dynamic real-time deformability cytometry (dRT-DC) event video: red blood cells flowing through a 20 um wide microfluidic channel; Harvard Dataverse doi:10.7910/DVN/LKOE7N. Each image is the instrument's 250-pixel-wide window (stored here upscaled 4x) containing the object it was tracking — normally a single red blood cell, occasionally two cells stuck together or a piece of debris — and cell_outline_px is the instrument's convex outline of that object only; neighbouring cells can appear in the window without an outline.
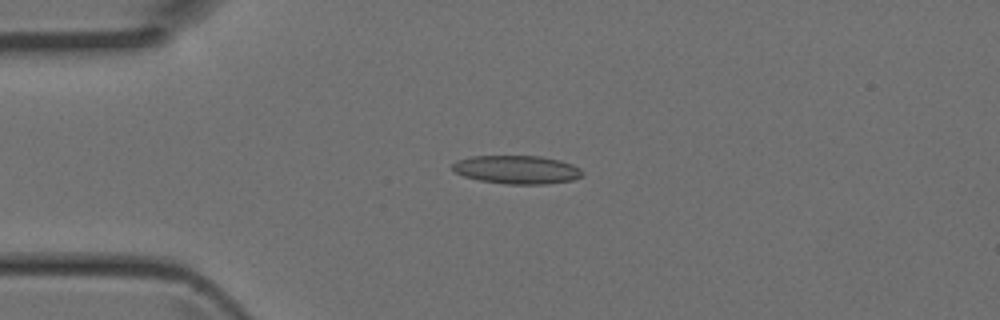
{"species": "Egyptian fruit bat (a non-hibernating species)", "species_latin": "Rousettus aegyptiacus", "temperature_condition": "room temperature", "stored_images_in_passage": 4, "camera_frame_rate_fps": 3000, "um_per_image_px": 0.085, "animal": {"sex": "female"}, "frame": {"image": 1, "passage_image": 3, "time_ms": 0.667, "image_size_px": [1000, 320], "cell_outline_px": [[584, 176], [572, 180], [544, 184], [504, 184], [480, 180], [464, 176], [456, 172], [452, 168], [452, 164], [456, 160], [472, 156], [540, 156], [560, 160], [572, 164], [580, 168], [584, 172]], "centroid_in_image_um": [43.96, 14.42], "position_along_channel_um": 41.0, "area_um2": 21.56}}
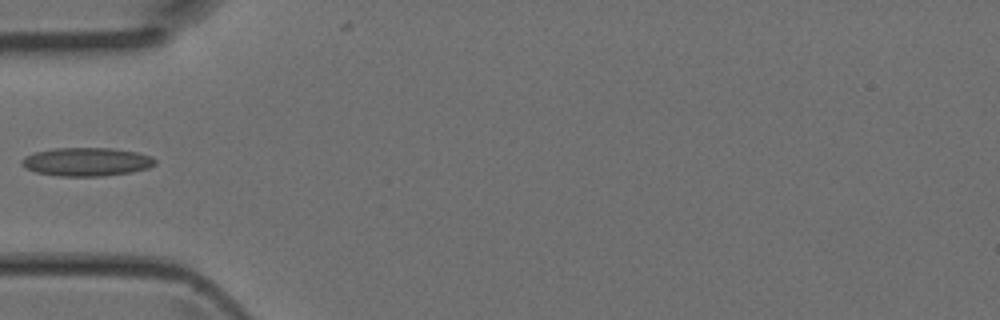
{"frame": {"image": 2, "passage_image": 4, "time_ms": 1.0, "image_size_px": [1000, 320], "cell_outline_px": [[156, 164], [148, 168], [132, 172], [104, 176], [60, 176], [36, 172], [24, 168], [20, 164], [20, 160], [24, 156], [36, 152], [56, 148], [108, 148], [136, 152], [152, 156], [156, 160]], "centroid_in_image_um": [7.35, 13.76], "position_along_channel_um": 77.7, "area_um2": 22.2}}